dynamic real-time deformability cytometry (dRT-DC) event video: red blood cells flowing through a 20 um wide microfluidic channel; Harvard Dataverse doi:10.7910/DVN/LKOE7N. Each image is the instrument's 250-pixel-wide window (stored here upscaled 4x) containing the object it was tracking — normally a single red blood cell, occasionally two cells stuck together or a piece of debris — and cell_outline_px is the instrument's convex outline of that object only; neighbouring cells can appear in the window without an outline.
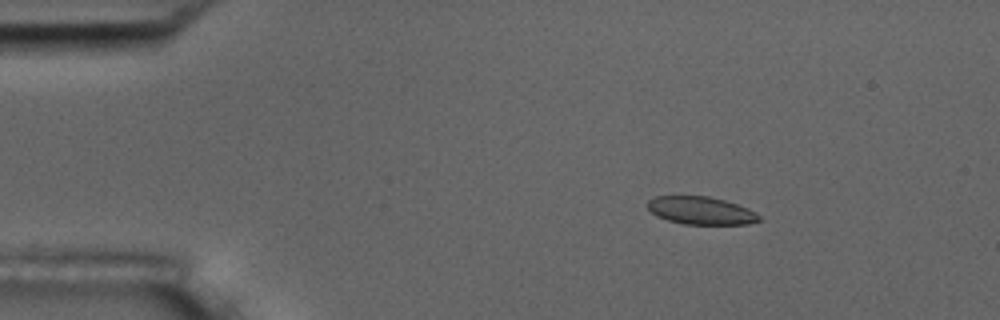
{"species": "common noctule bat (a hibernating species)", "species_latin": "Nyctalus noctula", "temperature_condition": "room temperature", "stored_images_in_passage": 7, "camera_frame_rate_fps": 3000, "um_per_image_px": 0.085, "animal": {"sex": "male", "body_mass_g": 17.5, "forearm_length_mm": 52.3}, "frame": {"image": 1, "passage_image": 3, "time_ms": 2.333, "image_size_px": [1000, 320], "cell_outline_px": [[764, 220], [748, 224], [684, 224], [668, 220], [656, 216], [648, 208], [648, 200], [656, 196], [708, 196], [724, 200], [748, 208], [756, 212]], "centroid_in_image_um": [59.61, 17.9], "position_along_channel_um": 25.4, "area_um2": 18.09}}
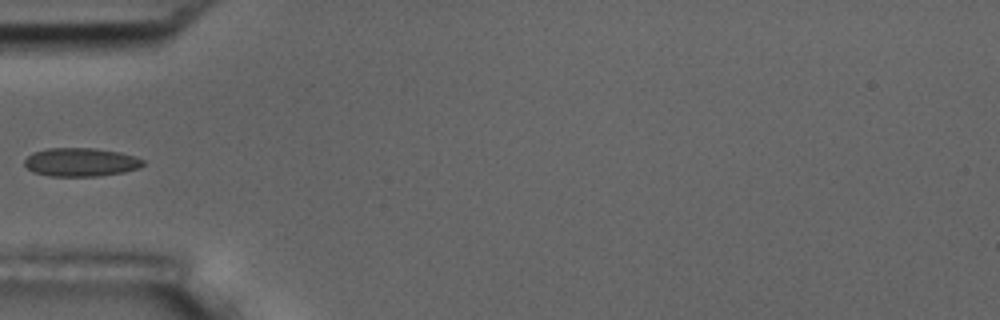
{"frame": {"image": 2, "passage_image": 6, "time_ms": 5.667, "image_size_px": [1000, 320], "cell_outline_px": [[144, 164], [140, 168], [124, 172], [96, 176], [48, 176], [32, 172], [24, 164], [24, 160], [32, 152], [48, 148], [92, 148], [120, 152], [136, 156], [144, 160]], "centroid_in_image_um": [6.87, 13.78], "position_along_channel_um": 78.1, "area_um2": 19.83}}